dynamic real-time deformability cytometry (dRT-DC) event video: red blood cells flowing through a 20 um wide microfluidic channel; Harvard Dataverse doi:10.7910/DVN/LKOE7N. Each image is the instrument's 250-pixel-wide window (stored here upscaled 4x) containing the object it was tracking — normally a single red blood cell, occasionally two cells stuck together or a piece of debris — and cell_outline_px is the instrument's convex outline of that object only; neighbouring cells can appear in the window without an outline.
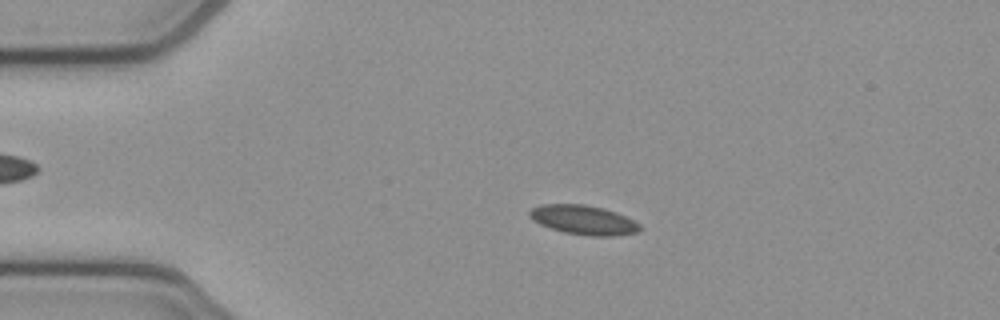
{"species": "common noctule bat (a hibernating species)", "species_latin": "Nyctalus noctula", "temperature_condition": "cold", "stored_images_in_passage": 53, "camera_frame_rate_fps": 3000, "um_per_image_px": 0.085, "animal": {"sex": "female", "body_mass_g": 21.9}, "frame": {"image": 1, "passage_image": 11, "time_ms": 3.333, "image_size_px": [1000, 320], "cell_outline_px": [[640, 228], [636, 232], [616, 236], [588, 236], [564, 232], [540, 224], [532, 220], [528, 216], [528, 212], [532, 208], [540, 204], [584, 204], [604, 208], [616, 212], [640, 224]], "centroid_in_image_um": [49.56, 18.69], "position_along_channel_um": 35.4, "area_um2": 18.84}}
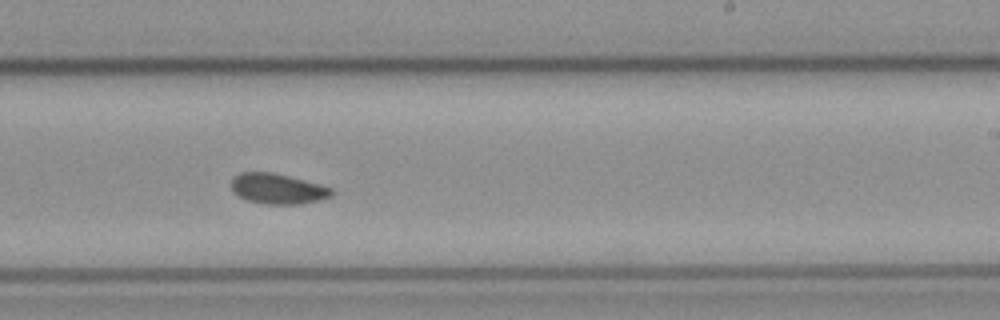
{"frame": {"image": 2, "passage_image": 32, "time_ms": 10.333, "image_size_px": [1000, 320], "cell_outline_px": [[336, 192], [332, 196], [320, 200], [300, 204], [268, 204], [244, 200], [232, 188], [232, 180], [240, 172], [272, 172], [320, 184], [332, 188]], "centroid_in_image_um": [23.66, 16.05], "position_along_channel_um": 265.3, "area_um2": 17.69}}
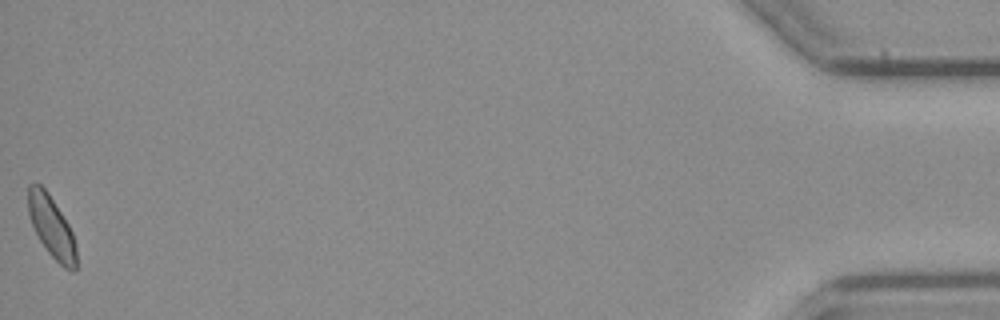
{"frame": {"image": 3, "passage_image": 53, "time_ms": 17.333, "image_size_px": [1000, 320], "cell_outline_px": [[76, 272], [72, 272], [64, 268], [48, 252], [40, 240], [32, 224], [28, 212], [28, 184], [40, 184], [48, 192], [68, 224], [72, 232], [76, 248]], "centroid_in_image_um": [4.39, 19.3], "position_along_channel_um": 430.8, "area_um2": 17.05}, "authors_computed_cell_mechanics": {"area_um2": 17.8602, "velocity_mm_per_s": 3.832, "shape_relaxation_time_tau1_ms": 2.8029, "shape_relaxation_time_tau2_ms": 5.3835, "deformation_change_tau1": 0.083, "deformation_change_tau2": 0.0928}}